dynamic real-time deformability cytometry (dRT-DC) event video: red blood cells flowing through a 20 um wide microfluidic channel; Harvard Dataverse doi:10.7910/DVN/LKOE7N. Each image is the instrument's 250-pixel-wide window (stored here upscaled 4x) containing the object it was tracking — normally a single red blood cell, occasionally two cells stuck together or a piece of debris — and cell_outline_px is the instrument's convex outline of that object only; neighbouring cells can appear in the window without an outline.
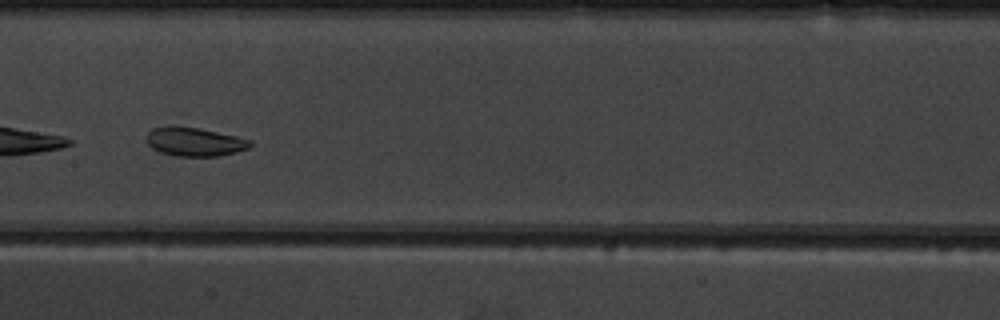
{"species": "common noctule bat (a hibernating species)", "species_latin": "Nyctalus noctula", "temperature_condition": "warm", "stored_images_in_passage": 52, "camera_frame_rate_fps": 3000, "um_per_image_px": 0.085, "animal": {"sex": "male", "body_mass_g": 19.5, "forearm_length_mm": 54.6}, "frame": {"image": 1, "passage_image": 28, "time_ms": 9.0, "image_size_px": [1000, 320], "cell_outline_px": [[252, 144], [248, 148], [236, 152], [216, 156], [176, 156], [160, 152], [152, 148], [148, 144], [144, 136], [152, 128], [164, 124], [172, 124], [196, 128], [236, 136], [252, 140]], "centroid_in_image_um": [16.46, 12.02], "position_along_channel_um": 190.9, "area_um2": 17.63}}
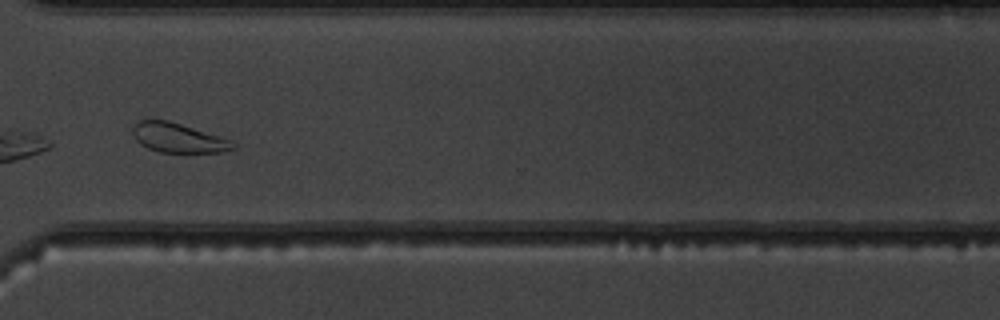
{"frame": {"image": 2, "passage_image": 41, "time_ms": 13.333, "image_size_px": [1000, 320], "cell_outline_px": [[236, 148], [220, 152], [160, 152], [148, 148], [140, 144], [136, 140], [132, 132], [132, 128], [140, 120], [168, 120], [232, 140], [236, 144]], "centroid_in_image_um": [15.15, 11.72], "position_along_channel_um": 355.5, "area_um2": 17.05}}
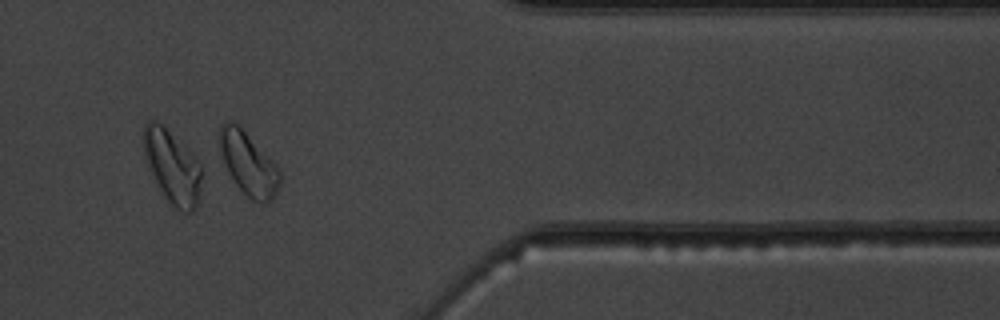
{"frame": {"image": 3, "passage_image": 45, "time_ms": 14.667, "image_size_px": [1000, 320], "cell_outline_px": [[280, 184], [272, 200], [264, 204], [260, 204], [252, 200], [236, 184], [228, 172], [220, 152], [220, 124], [224, 120], [232, 120], [240, 124], [280, 168]], "centroid_in_image_um": [21.12, 13.87], "position_along_channel_um": 390.3, "area_um2": 22.48}, "authors_computed_cell_mechanics": {"area_um2": 23.0044, "velocity_mm_per_s": 3.7936, "shape_relaxation_time_tau1_ms": null, "shape_relaxation_time_tau2_ms": 3.1952, "deformation_change_tau1": null, "deformation_change_tau2": 0.108}}